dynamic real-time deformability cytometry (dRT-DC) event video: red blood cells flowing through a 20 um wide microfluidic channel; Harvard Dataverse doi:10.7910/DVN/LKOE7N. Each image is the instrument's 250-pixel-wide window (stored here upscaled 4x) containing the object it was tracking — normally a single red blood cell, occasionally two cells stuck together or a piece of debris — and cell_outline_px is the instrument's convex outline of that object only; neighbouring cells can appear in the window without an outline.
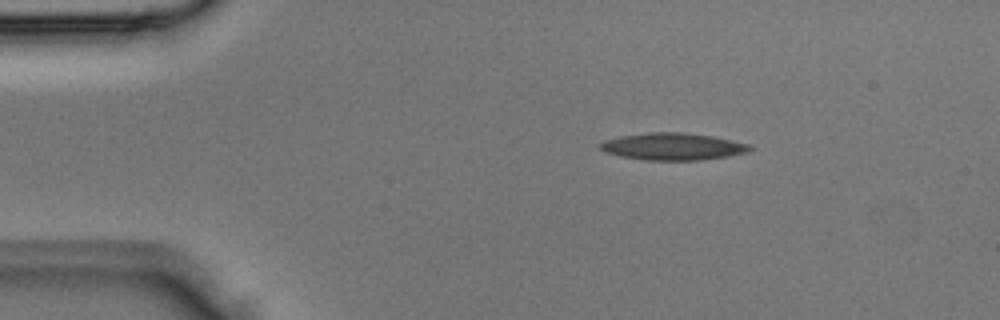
{"species": "Egyptian fruit bat (a non-hibernating species)", "species_latin": "Rousettus aegyptiacus", "temperature_condition": "room temperature", "stored_images_in_passage": 2, "camera_frame_rate_fps": 3000, "um_per_image_px": 0.085, "animal": {"sex": "male"}, "frame": {"image": 1, "passage_image": 1, "time_ms": 0.0, "image_size_px": [1000, 320], "cell_outline_px": [[752, 148], [748, 152], [728, 156], [700, 160], [644, 160], [620, 156], [604, 152], [600, 148], [600, 144], [604, 140], [620, 136], [648, 132], [684, 132], [712, 136], [752, 144]], "centroid_in_image_um": [57.2, 12.45], "position_along_channel_um": 27.8, "area_um2": 23.76}}